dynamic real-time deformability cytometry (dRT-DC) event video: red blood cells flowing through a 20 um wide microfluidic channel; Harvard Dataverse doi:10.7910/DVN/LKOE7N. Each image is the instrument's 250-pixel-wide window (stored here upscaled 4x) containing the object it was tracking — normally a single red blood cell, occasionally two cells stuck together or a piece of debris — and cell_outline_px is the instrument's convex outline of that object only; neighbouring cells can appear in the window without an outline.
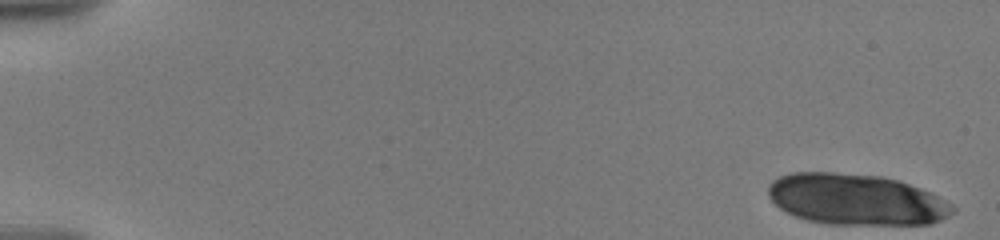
{"species": "human", "species_latin": "Homo sapiens", "temperature_condition": "warm", "stored_images_in_passage": 20, "camera_frame_rate_fps": 3000, "um_per_image_px": 0.085, "donor": {"sex": "male"}, "frame": {"image": 1, "passage_image": 1, "time_ms": 0.0, "image_size_px": [1000, 240], "cell_outline_px": [[956, 212], [932, 224], [828, 224], [808, 220], [796, 216], [780, 208], [768, 196], [768, 184], [772, 180], [780, 176], [792, 172], [832, 172], [880, 176], [900, 180], [932, 192], [952, 204], [956, 208]], "centroid_in_image_um": [72.8, 16.95], "position_along_channel_um": 12.2, "area_um2": 55.14}}
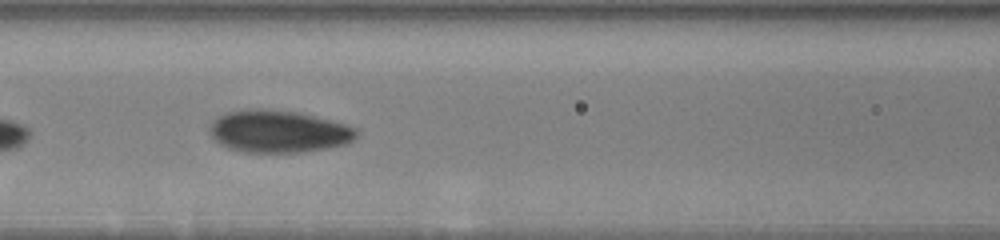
{"frame": {"image": 2, "passage_image": 13, "time_ms": 8.667, "image_size_px": [1000, 240], "cell_outline_px": [[360, 132], [352, 140], [344, 144], [328, 148], [300, 152], [244, 152], [228, 148], [220, 144], [212, 136], [208, 128], [212, 120], [228, 112], [248, 108], [264, 108], [300, 112], [344, 124], [356, 128]], "centroid_in_image_um": [23.65, 11.16], "position_along_channel_um": 143.0, "area_um2": 36.3}}
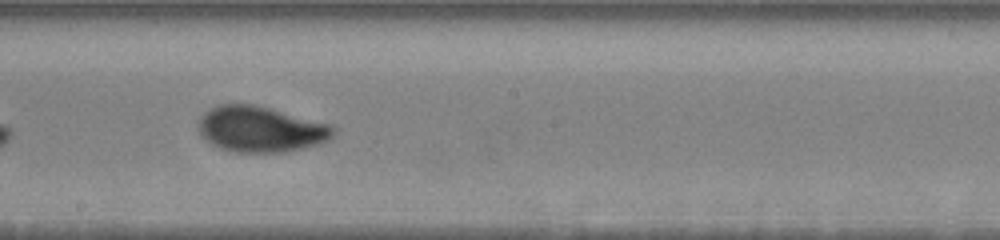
{"frame": {"image": 3, "passage_image": 18, "time_ms": 11.0, "image_size_px": [1000, 240], "cell_outline_px": [[336, 132], [328, 140], [304, 148], [284, 152], [232, 152], [220, 148], [212, 144], [200, 136], [196, 124], [200, 116], [204, 112], [220, 104], [252, 104], [332, 124], [336, 128]], "centroid_in_image_um": [22.13, 10.99], "position_along_channel_um": 226.1, "area_um2": 36.13}}